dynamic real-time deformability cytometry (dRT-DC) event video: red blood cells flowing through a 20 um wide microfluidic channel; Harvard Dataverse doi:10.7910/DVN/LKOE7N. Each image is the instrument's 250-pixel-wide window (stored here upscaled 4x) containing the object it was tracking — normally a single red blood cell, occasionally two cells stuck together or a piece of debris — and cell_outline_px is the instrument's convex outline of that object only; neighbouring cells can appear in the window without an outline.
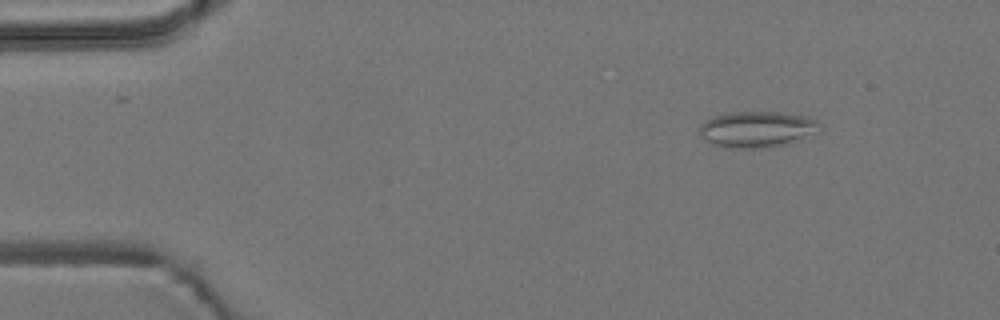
{"species": "common noctule bat (a hibernating species)", "species_latin": "Nyctalus noctula", "temperature_condition": "room temperature", "stored_images_in_passage": 12, "camera_frame_rate_fps": 3000, "um_per_image_px": 0.085, "animal": {"sex": "male", "body_mass_g": 19.2, "forearm_length_mm": 51.8}, "frame": {"image": 1, "passage_image": 1, "time_ms": 0.0, "image_size_px": [1000, 320], "cell_outline_px": [[820, 128], [792, 140], [780, 144], [752, 148], [736, 148], [712, 144], [704, 140], [700, 136], [700, 124], [704, 120], [712, 116], [732, 112], [776, 112], [808, 116], [816, 120]], "centroid_in_image_um": [64.2, 10.95], "position_along_channel_um": 20.8, "area_um2": 24.39}}
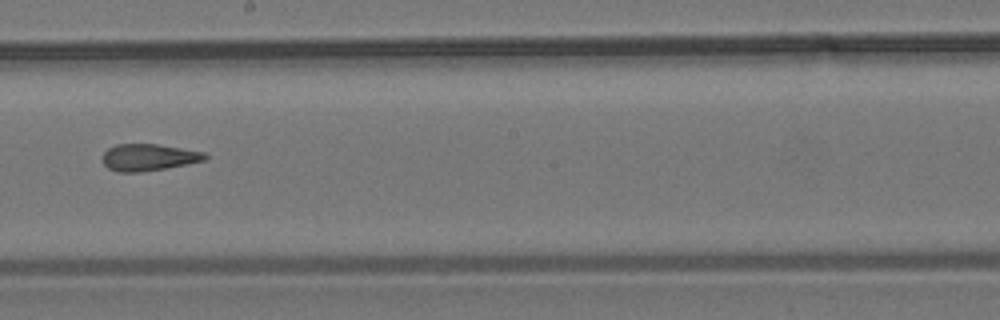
{"frame": {"image": 2, "passage_image": 7, "time_ms": 8.0, "image_size_px": [1000, 320], "cell_outline_px": [[208, 156], [204, 160], [164, 168], [140, 172], [120, 172], [108, 168], [104, 164], [100, 156], [108, 148], [116, 144], [156, 144], [204, 152]], "centroid_in_image_um": [12.56, 13.37], "position_along_channel_um": 235.6, "area_um2": 15.84}}
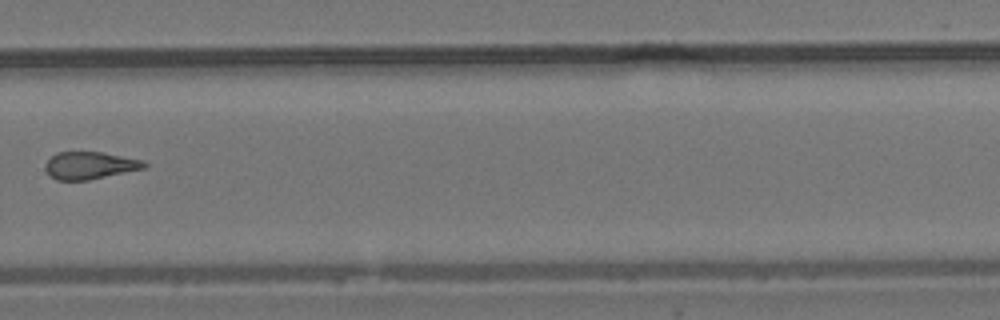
{"frame": {"image": 3, "passage_image": 9, "time_ms": 10.333, "image_size_px": [1000, 320], "cell_outline_px": [[148, 164], [144, 168], [88, 180], [56, 180], [44, 168], [44, 164], [56, 152], [104, 152], [144, 160]], "centroid_in_image_um": [7.64, 14.05], "position_along_channel_um": 322.2, "area_um2": 15.72}, "authors_computed_cell_mechanics": {"area_um2": 16.2996, "velocity_mm_per_s": 3.7373, "shape_relaxation_time_tau1_ms": 7.6498, "shape_relaxation_time_tau2_ms": 2.2767, "deformation_change_tau1": 0.1404, "deformation_change_tau2": 0.0943}}